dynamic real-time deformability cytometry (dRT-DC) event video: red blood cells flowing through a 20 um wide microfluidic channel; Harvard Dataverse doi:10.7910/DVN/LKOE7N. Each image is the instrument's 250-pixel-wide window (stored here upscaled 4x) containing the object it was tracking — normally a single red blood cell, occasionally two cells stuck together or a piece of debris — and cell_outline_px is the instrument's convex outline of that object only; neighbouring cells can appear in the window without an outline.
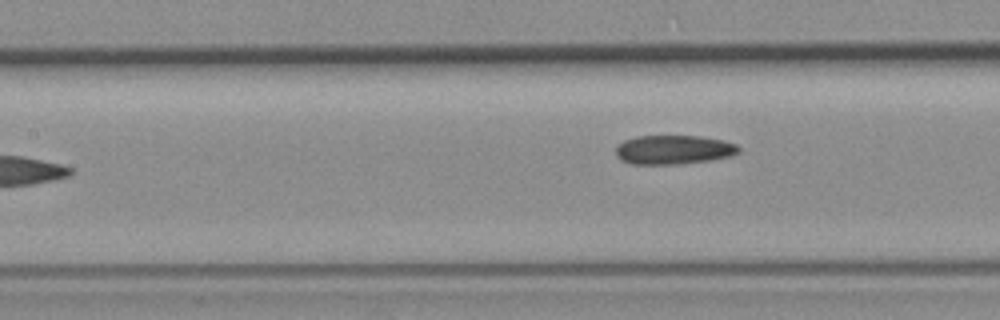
{"species": "common noctule bat (a hibernating species)", "species_latin": "Nyctalus noctula", "temperature_condition": "room temperature", "stored_images_in_passage": 7, "camera_frame_rate_fps": 3000, "um_per_image_px": 0.085, "animal": {"sex": "female", "body_mass_g": 19.3, "forearm_length_mm": 54.1}, "frame": {"image": 1, "passage_image": 7, "time_ms": 7.0, "image_size_px": [1000, 320], "cell_outline_px": [[740, 152], [732, 156], [708, 160], [680, 164], [632, 164], [620, 160], [616, 156], [616, 148], [624, 140], [636, 136], [700, 136], [724, 140], [736, 144], [740, 148]], "centroid_in_image_um": [57.27, 12.72], "position_along_channel_um": 150.1, "area_um2": 20.92}}